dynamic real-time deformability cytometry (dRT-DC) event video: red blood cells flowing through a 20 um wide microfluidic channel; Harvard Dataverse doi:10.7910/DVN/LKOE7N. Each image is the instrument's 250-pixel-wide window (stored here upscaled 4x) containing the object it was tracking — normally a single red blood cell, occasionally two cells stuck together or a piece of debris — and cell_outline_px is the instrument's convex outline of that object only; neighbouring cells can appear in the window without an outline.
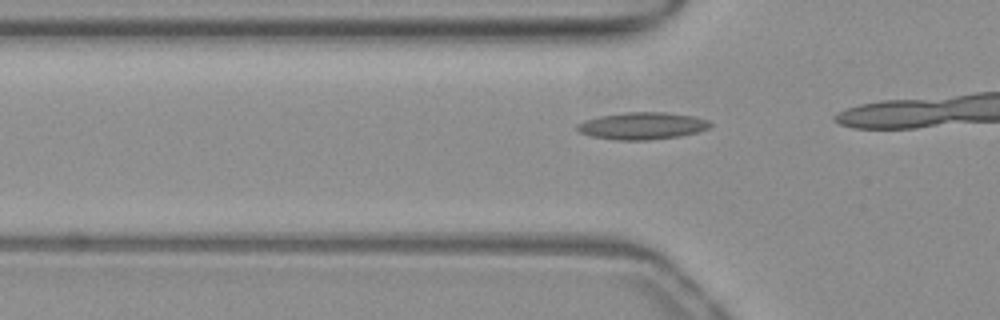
{"species": "common noctule bat (a hibernating species)", "species_latin": "Nyctalus noctula", "temperature_condition": "warm", "stored_images_in_passage": 15, "camera_frame_rate_fps": 3000, "um_per_image_px": 0.085, "animal": {"sex": "female", "body_mass_g": 19.3, "forearm_length_mm": 54.1}, "frame": {"image": 1, "passage_image": 13, "time_ms": 4.0, "image_size_px": [1000, 320], "cell_outline_px": [[712, 124], [708, 128], [696, 132], [680, 136], [648, 140], [616, 140], [592, 136], [580, 132], [576, 128], [576, 124], [584, 120], [600, 116], [624, 112], [664, 112], [692, 116], [708, 120]], "centroid_in_image_um": [54.56, 10.69], "position_along_channel_um": 71.2, "area_um2": 20.92}}